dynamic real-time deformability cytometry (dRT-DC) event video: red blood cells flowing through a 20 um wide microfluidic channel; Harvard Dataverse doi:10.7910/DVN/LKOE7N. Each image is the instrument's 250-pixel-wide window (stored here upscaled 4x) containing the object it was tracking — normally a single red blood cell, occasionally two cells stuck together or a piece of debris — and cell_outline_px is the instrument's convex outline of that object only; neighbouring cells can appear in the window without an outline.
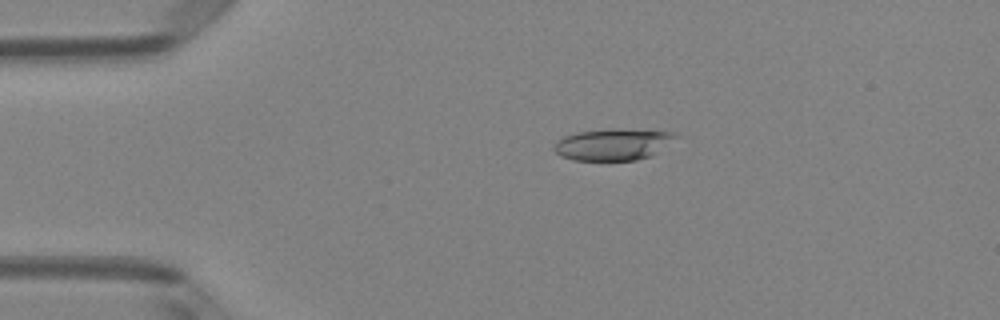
{"species": "Egyptian fruit bat (a non-hibernating species)", "species_latin": "Rousettus aegyptiacus", "temperature_condition": "room temperature", "stored_images_in_passage": 5, "camera_frame_rate_fps": 3000, "um_per_image_px": 0.085, "animal": {"sex": "female"}, "frame": {"image": 1, "passage_image": 3, "time_ms": 0.667, "image_size_px": [1000, 320], "cell_outline_px": [[680, 136], [652, 156], [636, 160], [572, 160], [560, 156], [552, 148], [556, 140], [564, 136], [576, 132], [612, 128], [616, 128], [672, 132]], "centroid_in_image_um": [52.09, 12.27], "position_along_channel_um": 32.9, "area_um2": 22.66}}
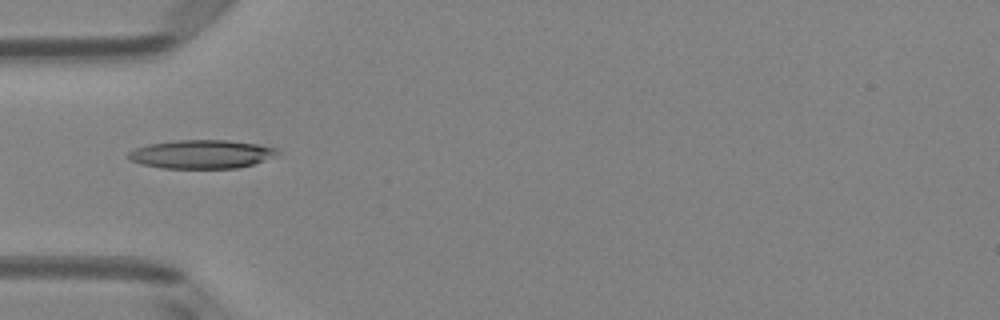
{"frame": {"image": 2, "passage_image": 4, "time_ms": 1.0, "image_size_px": [1000, 320], "cell_outline_px": [[280, 152], [264, 160], [252, 164], [236, 168], [160, 168], [140, 164], [132, 160], [128, 156], [128, 152], [136, 148], [148, 144], [176, 140], [228, 140], [260, 144], [276, 148]], "centroid_in_image_um": [17.11, 13.1], "position_along_channel_um": 67.9, "area_um2": 24.74}}
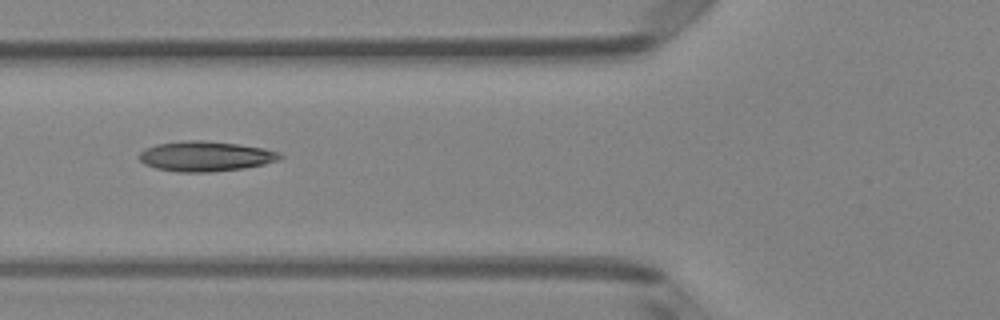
{"frame": {"image": 3, "passage_image": 5, "time_ms": 1.333, "image_size_px": [1000, 320], "cell_outline_px": [[284, 156], [280, 160], [264, 164], [244, 168], [212, 172], [176, 172], [156, 168], [144, 164], [136, 156], [144, 148], [156, 144], [188, 140], [200, 140], [240, 144], [264, 148], [280, 152]], "centroid_in_image_um": [17.47, 13.28], "position_along_channel_um": 108.3, "area_um2": 24.97}}